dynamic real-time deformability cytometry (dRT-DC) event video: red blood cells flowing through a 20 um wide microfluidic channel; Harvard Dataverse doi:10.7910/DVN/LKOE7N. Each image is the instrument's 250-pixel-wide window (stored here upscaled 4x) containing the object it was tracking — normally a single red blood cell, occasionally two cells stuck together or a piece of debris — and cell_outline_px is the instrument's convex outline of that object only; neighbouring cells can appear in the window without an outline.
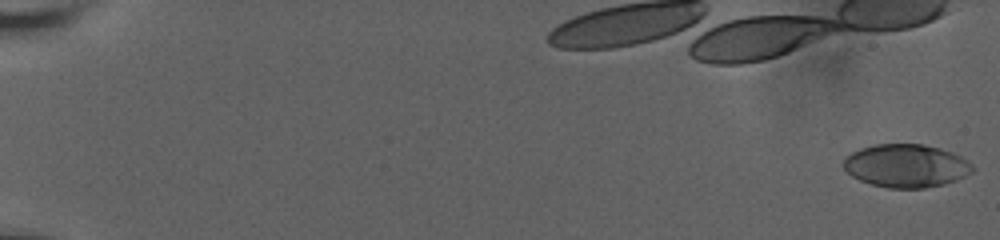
{"species": "human", "species_latin": "Homo sapiens", "temperature_condition": "room temperature", "stored_images_in_passage": 19, "camera_frame_rate_fps": 3000, "um_per_image_px": 0.085, "donor": {"sex": "male"}, "frame": {"image": 1, "passage_image": 1, "time_ms": 0.0, "image_size_px": [1000, 240], "cell_outline_px": [[976, 168], [972, 172], [956, 180], [944, 184], [924, 188], [888, 188], [872, 184], [860, 180], [852, 176], [844, 168], [844, 160], [852, 152], [860, 148], [876, 144], [924, 144], [940, 148], [952, 152], [968, 160]], "centroid_in_image_um": [77.05, 14.09], "position_along_channel_um": 7.9, "area_um2": 32.43}}
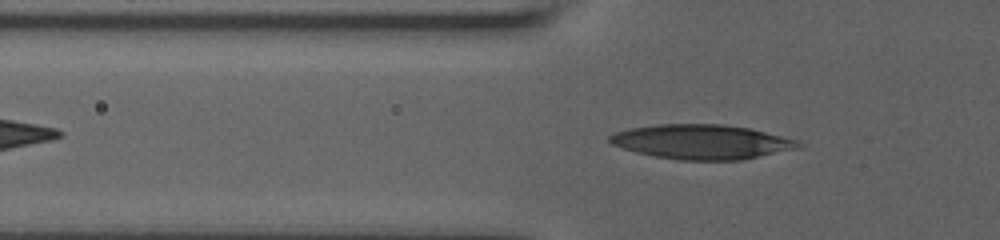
{"frame": {"image": 2, "passage_image": 19, "time_ms": 8.0, "image_size_px": [1000, 240], "cell_outline_px": [[804, 144], [796, 148], [740, 160], [680, 160], [656, 156], [636, 152], [612, 144], [608, 140], [608, 136], [616, 132], [632, 128], [656, 124], [724, 124], [748, 128], [800, 140]], "centroid_in_image_um": [59.65, 12.05], "position_along_channel_um": 66.2, "area_um2": 37.69}}